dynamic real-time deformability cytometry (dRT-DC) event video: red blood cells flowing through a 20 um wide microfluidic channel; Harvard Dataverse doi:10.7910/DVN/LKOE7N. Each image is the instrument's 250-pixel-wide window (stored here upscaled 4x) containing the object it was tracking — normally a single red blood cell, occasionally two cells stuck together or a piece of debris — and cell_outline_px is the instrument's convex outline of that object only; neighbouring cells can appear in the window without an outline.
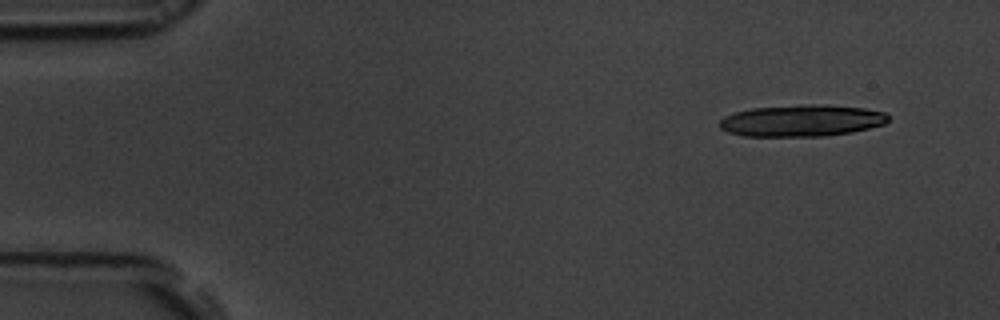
{"species": "common noctule bat (a hibernating species)", "species_latin": "Nyctalus noctula", "temperature_condition": "room temperature", "stored_images_in_passage": 14, "camera_frame_rate_fps": 3000, "um_per_image_px": 0.085, "animal": {"sex": "male", "body_mass_g": 19.5, "forearm_length_mm": 54.6}, "frame": {"image": 1, "passage_image": 1, "time_ms": 0.0, "image_size_px": [1000, 320], "cell_outline_px": [[888, 120], [884, 124], [852, 132], [824, 136], [744, 136], [728, 132], [720, 128], [720, 120], [724, 116], [736, 112], [752, 108], [804, 104], [824, 104], [864, 108], [884, 112], [888, 116]], "centroid_in_image_um": [68.14, 10.25], "position_along_channel_um": 16.9, "area_um2": 31.15}}